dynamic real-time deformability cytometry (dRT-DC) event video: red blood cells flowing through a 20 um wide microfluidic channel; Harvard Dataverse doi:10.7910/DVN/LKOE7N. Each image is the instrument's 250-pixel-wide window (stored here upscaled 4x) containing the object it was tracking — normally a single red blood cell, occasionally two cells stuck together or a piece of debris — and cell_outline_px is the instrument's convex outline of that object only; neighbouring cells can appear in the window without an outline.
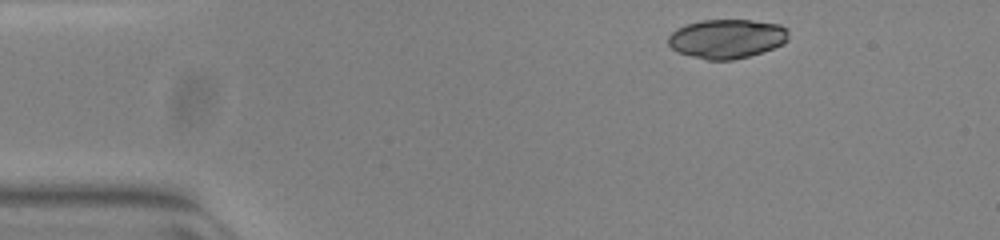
{"species": "common noctule bat (a hibernating species)", "species_latin": "Nyctalus noctula", "temperature_condition": "warm", "stored_images_in_passage": 46, "camera_frame_rate_fps": 3000, "um_per_image_px": 0.085, "animal": {"sex": "female", "body_mass_g": 23.0, "forearm_length_mm": 53.4}, "frame": {"image": 1, "passage_image": 1, "time_ms": 0.0, "image_size_px": [1000, 240], "cell_outline_px": [[788, 40], [772, 48], [748, 56], [732, 60], [708, 60], [692, 56], [680, 52], [672, 48], [668, 44], [668, 36], [676, 28], [700, 20], [752, 20], [780, 24], [788, 28]], "centroid_in_image_um": [61.78, 3.28], "position_along_channel_um": 23.2, "area_um2": 27.34}}
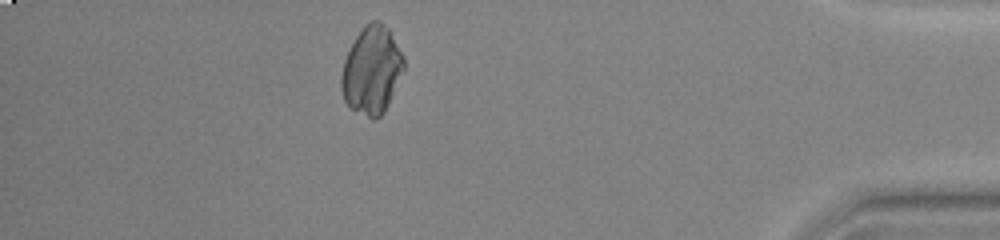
{"frame": {"image": 2, "passage_image": 40, "time_ms": 13.0, "image_size_px": [1000, 240], "cell_outline_px": [[404, 68], [388, 104], [384, 112], [376, 120], [372, 120], [352, 108], [344, 100], [340, 88], [340, 76], [344, 60], [356, 36], [364, 24], [372, 20], [380, 20], [388, 28], [404, 56]], "centroid_in_image_um": [31.58, 5.96], "position_along_channel_um": 403.6, "area_um2": 31.91}}